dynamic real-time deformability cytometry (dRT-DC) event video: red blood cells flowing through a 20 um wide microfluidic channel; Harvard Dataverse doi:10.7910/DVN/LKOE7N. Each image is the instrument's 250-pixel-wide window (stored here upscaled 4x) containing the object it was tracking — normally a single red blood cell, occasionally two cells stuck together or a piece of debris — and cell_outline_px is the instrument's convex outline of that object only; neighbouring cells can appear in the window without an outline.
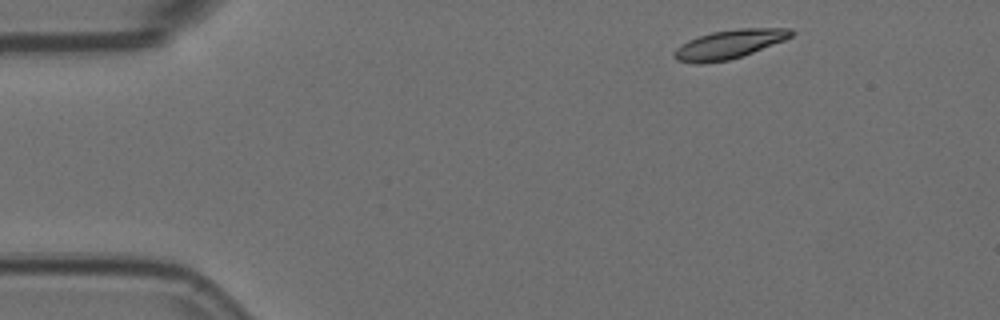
{"species": "Egyptian fruit bat (a non-hibernating species)", "species_latin": "Rousettus aegyptiacus", "temperature_condition": "room temperature", "stored_images_in_passage": 3, "camera_frame_rate_fps": 3000, "um_per_image_px": 0.085, "animal": {"sex": "female"}, "frame": {"image": 1, "passage_image": 1, "time_ms": 0.0, "image_size_px": [1000, 320], "cell_outline_px": [[796, 32], [792, 36], [784, 40], [752, 52], [728, 60], [700, 64], [696, 64], [676, 60], [672, 56], [676, 48], [680, 44], [688, 40], [712, 32], [736, 28], [792, 28]], "centroid_in_image_um": [61.96, 3.75], "position_along_channel_um": 23.0, "area_um2": 19.65}}